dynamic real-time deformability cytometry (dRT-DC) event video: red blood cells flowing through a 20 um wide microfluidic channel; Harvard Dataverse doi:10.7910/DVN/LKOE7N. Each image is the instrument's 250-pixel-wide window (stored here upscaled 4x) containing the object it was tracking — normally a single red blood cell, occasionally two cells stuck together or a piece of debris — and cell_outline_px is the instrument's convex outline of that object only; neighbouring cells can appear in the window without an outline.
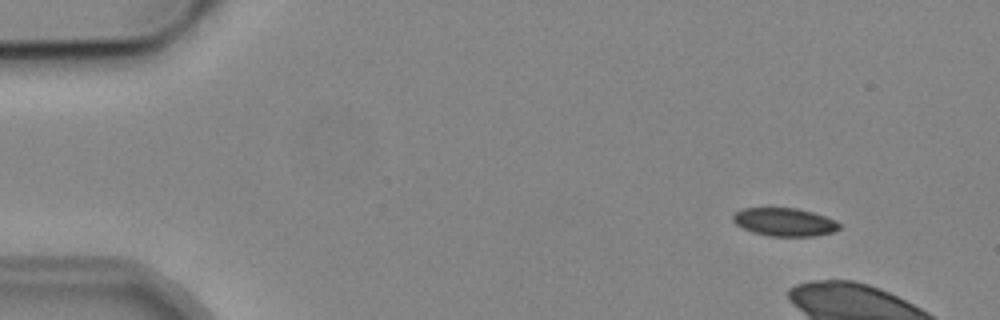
{"species": "common noctule bat (a hibernating species)", "species_latin": "Nyctalus noctula", "temperature_condition": "cold", "stored_images_in_passage": 3, "camera_frame_rate_fps": 3000, "um_per_image_px": 0.085, "animal": {"sex": "male", "body_mass_g": 19.2, "forearm_length_mm": 51.8}, "frame": {"image": 1, "passage_image": 1, "time_ms": 0.0, "image_size_px": [1000, 320], "cell_outline_px": [[840, 228], [832, 232], [816, 236], [768, 236], [752, 232], [736, 224], [732, 220], [732, 216], [736, 212], [744, 208], [796, 208], [812, 212], [836, 220], [840, 224]], "centroid_in_image_um": [66.68, 18.88], "position_along_channel_um": 18.3, "area_um2": 17.4}}